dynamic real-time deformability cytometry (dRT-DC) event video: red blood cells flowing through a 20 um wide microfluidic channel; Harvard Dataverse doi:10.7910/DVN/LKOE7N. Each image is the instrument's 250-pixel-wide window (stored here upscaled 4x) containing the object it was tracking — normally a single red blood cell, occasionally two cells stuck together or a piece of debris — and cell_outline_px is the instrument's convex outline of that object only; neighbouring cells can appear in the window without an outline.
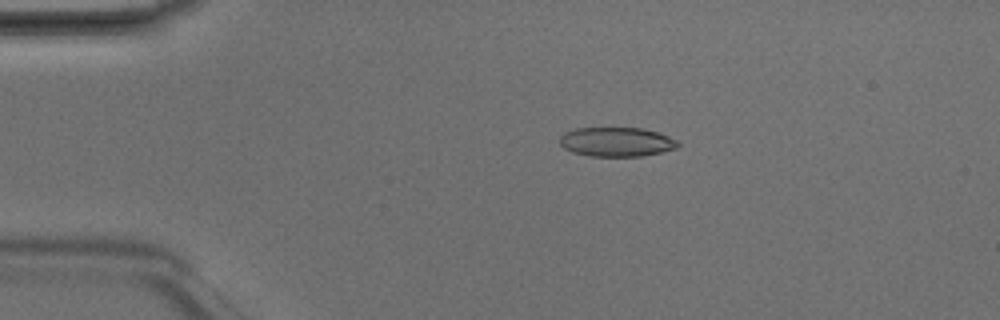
{"species": "Egyptian fruit bat (a non-hibernating species)", "species_latin": "Rousettus aegyptiacus", "temperature_condition": "room temperature", "stored_images_in_passage": 4, "camera_frame_rate_fps": 3000, "um_per_image_px": 0.085, "animal": {"sex": "male"}, "frame": {"image": 1, "passage_image": 3, "time_ms": 0.667, "image_size_px": [1000, 320], "cell_outline_px": [[680, 144], [676, 148], [660, 152], [640, 156], [588, 156], [572, 152], [564, 148], [560, 144], [560, 136], [564, 132], [576, 128], [644, 128], [668, 136], [676, 140]], "centroid_in_image_um": [52.37, 12.06], "position_along_channel_um": 32.6, "area_um2": 20.11}}